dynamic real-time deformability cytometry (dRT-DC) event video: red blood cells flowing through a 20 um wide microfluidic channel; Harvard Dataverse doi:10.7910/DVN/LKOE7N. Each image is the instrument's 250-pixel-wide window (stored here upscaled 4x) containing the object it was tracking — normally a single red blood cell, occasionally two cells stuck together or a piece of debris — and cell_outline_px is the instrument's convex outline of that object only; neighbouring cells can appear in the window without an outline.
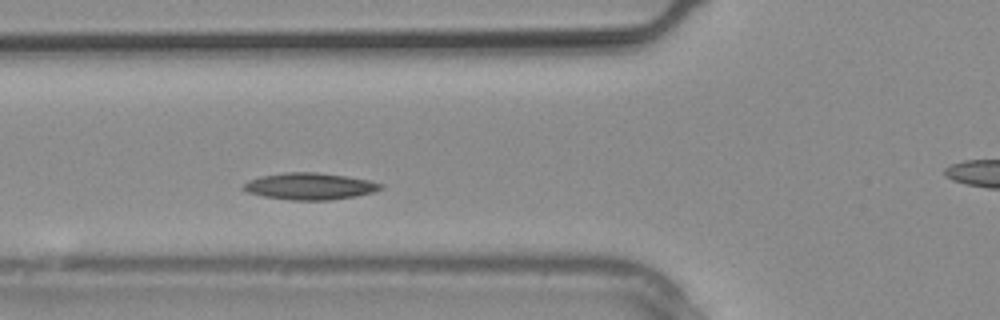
{"species": "common noctule bat (a hibernating species)", "species_latin": "Nyctalus noctula", "temperature_condition": "warm", "stored_images_in_passage": 6, "segment_of_instrument_passage": [1, 2], "camera_frame_rate_fps": 3000, "um_per_image_px": 0.085, "animal": {"sex": "male", "body_mass_g": 20.4}, "frame": {"image": 1, "passage_image": 5, "time_ms": 1.333, "image_size_px": [1000, 320], "cell_outline_px": [[384, 188], [372, 192], [356, 196], [328, 200], [292, 200], [264, 196], [248, 192], [240, 188], [248, 180], [260, 176], [284, 172], [316, 172], [344, 176], [368, 180], [384, 184]], "centroid_in_image_um": [26.32, 15.83], "position_along_channel_um": 99.5, "area_um2": 21.33}}